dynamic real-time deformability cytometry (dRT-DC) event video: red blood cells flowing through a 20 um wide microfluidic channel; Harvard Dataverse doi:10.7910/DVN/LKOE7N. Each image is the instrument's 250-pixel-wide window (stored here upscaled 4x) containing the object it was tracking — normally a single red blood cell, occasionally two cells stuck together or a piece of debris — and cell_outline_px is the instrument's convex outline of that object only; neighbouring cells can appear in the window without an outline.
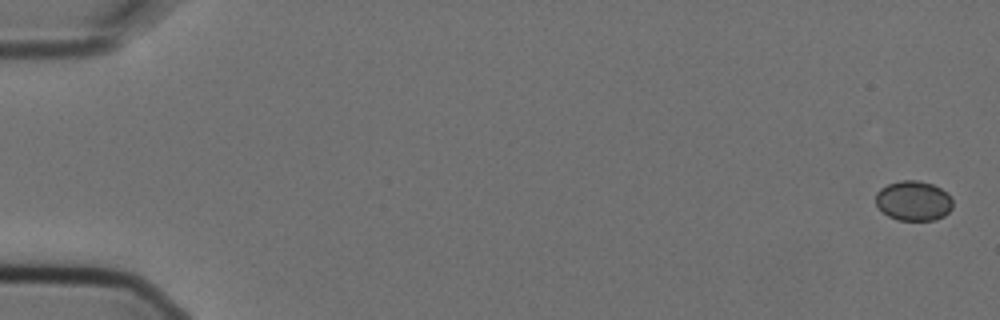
{"species": "Egyptian fruit bat (a non-hibernating species)", "species_latin": "Rousettus aegyptiacus", "temperature_condition": "cold", "stored_images_in_passage": 6, "camera_frame_rate_fps": 3000, "um_per_image_px": 0.085, "animal": {"sex": "female"}, "frame": {"image": 1, "passage_image": 1, "time_ms": 0.0, "image_size_px": [1000, 320], "cell_outline_px": [[952, 208], [944, 216], [936, 220], [896, 220], [888, 216], [876, 204], [876, 192], [880, 188], [888, 184], [900, 180], [916, 180], [932, 184], [948, 192], [952, 200]], "centroid_in_image_um": [77.65, 17.06], "position_along_channel_um": 7.3, "area_um2": 17.98}}
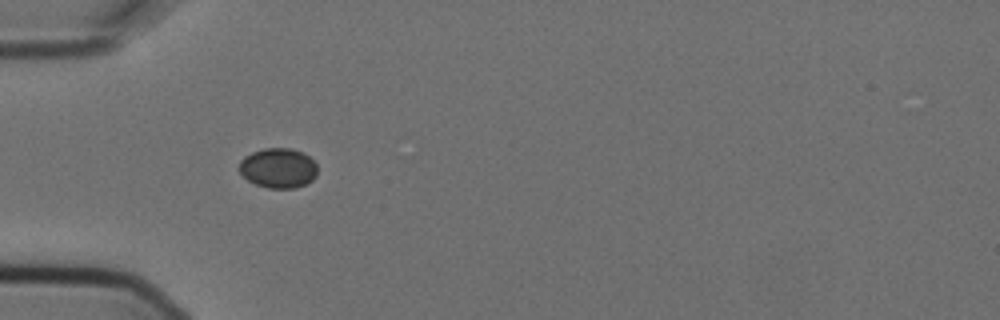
{"frame": {"image": 2, "passage_image": 5, "time_ms": 1.333, "image_size_px": [1000, 320], "cell_outline_px": [[316, 176], [312, 180], [304, 184], [292, 188], [268, 188], [256, 184], [248, 180], [240, 172], [240, 160], [244, 156], [252, 152], [264, 148], [292, 148], [308, 156], [316, 164]], "centroid_in_image_um": [23.63, 14.27], "position_along_channel_um": 61.4, "area_um2": 17.98}}
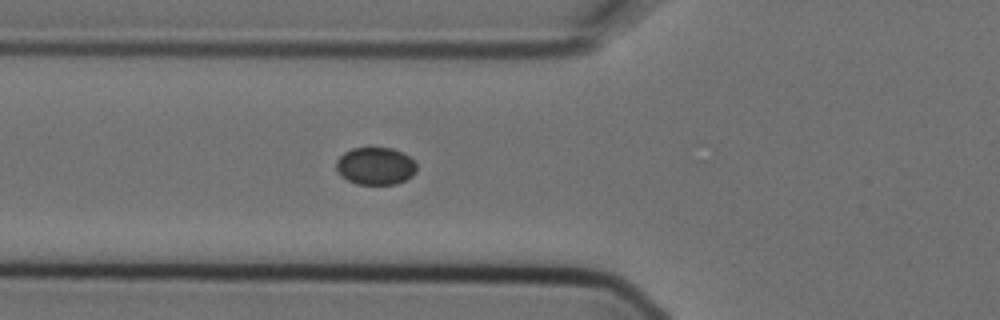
{"frame": {"image": 3, "passage_image": 6, "time_ms": 1.667, "image_size_px": [1000, 320], "cell_outline_px": [[416, 172], [412, 176], [396, 184], [356, 184], [340, 176], [336, 172], [336, 160], [344, 152], [352, 148], [392, 148], [408, 156], [416, 164]], "centroid_in_image_um": [31.88, 14.12], "position_along_channel_um": 93.9, "area_um2": 17.57}}